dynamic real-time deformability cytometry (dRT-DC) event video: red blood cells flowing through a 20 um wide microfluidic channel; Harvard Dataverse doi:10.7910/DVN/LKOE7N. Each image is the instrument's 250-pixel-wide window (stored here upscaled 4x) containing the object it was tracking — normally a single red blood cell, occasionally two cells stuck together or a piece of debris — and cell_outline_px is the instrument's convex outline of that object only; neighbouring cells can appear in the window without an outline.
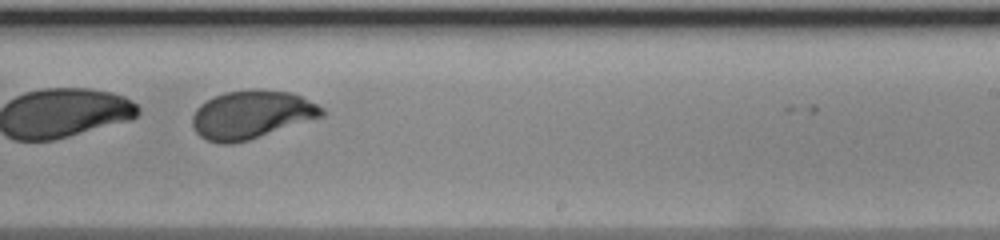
{"species": "human", "species_latin": "Homo sapiens", "temperature_condition": "room temperature", "stored_images_in_passage": 42, "segment_of_instrument_passage": [2, 2], "camera_frame_rate_fps": 3000, "um_per_image_px": 0.085, "donor": {"sex": "male"}, "frame": {"image": 1, "passage_image": 30, "time_ms": 9.667, "image_size_px": [1000, 240], "cell_outline_px": [[324, 116], [248, 140], [232, 144], [220, 144], [208, 140], [200, 136], [192, 128], [192, 116], [196, 108], [200, 104], [224, 92], [292, 92], [324, 108]], "centroid_in_image_um": [21.34, 9.79], "position_along_channel_um": 267.7, "area_um2": 35.49}}
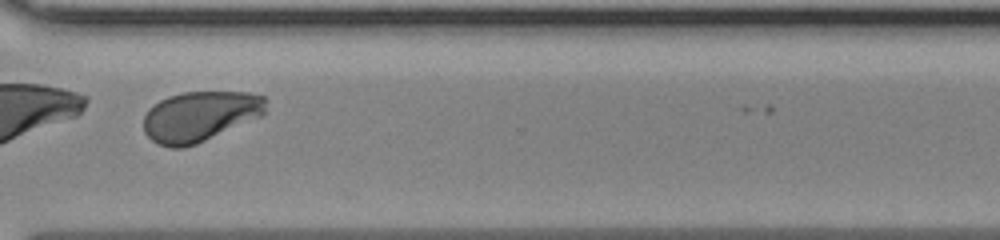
{"frame": {"image": 2, "passage_image": 36, "time_ms": 11.667, "image_size_px": [1000, 240], "cell_outline_px": [[268, 100], [264, 112], [260, 116], [196, 144], [184, 148], [168, 148], [152, 140], [144, 132], [144, 116], [148, 108], [160, 100], [168, 96], [184, 92], [248, 92], [268, 96]], "centroid_in_image_um": [16.99, 9.87], "position_along_channel_um": 353.6, "area_um2": 35.84}}